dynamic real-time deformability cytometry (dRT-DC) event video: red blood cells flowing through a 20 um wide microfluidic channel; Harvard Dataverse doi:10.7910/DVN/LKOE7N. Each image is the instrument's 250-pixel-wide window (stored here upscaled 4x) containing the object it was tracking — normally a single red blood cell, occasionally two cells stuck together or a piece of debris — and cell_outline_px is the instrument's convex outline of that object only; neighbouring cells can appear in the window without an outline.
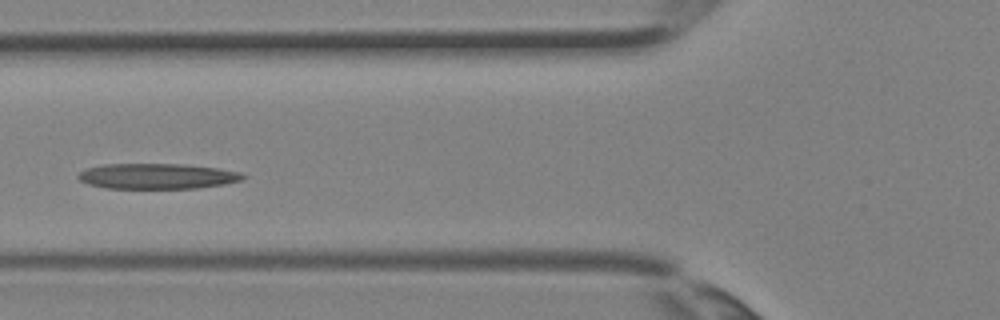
{"species": "Egyptian fruit bat (a non-hibernating species)", "species_latin": "Rousettus aegyptiacus", "temperature_condition": "room temperature", "stored_images_in_passage": 3, "camera_frame_rate_fps": 3000, "um_per_image_px": 0.085, "animal": {"sex": "female"}, "frame": {"image": 1, "passage_image": 3, "time_ms": 0.667, "image_size_px": [1000, 320], "cell_outline_px": [[248, 176], [240, 180], [224, 184], [196, 188], [104, 188], [88, 184], [80, 180], [76, 176], [84, 168], [104, 164], [180, 164], [216, 168], [240, 172]], "centroid_in_image_um": [13.31, 14.97], "position_along_channel_um": 112.5, "area_um2": 24.39}}